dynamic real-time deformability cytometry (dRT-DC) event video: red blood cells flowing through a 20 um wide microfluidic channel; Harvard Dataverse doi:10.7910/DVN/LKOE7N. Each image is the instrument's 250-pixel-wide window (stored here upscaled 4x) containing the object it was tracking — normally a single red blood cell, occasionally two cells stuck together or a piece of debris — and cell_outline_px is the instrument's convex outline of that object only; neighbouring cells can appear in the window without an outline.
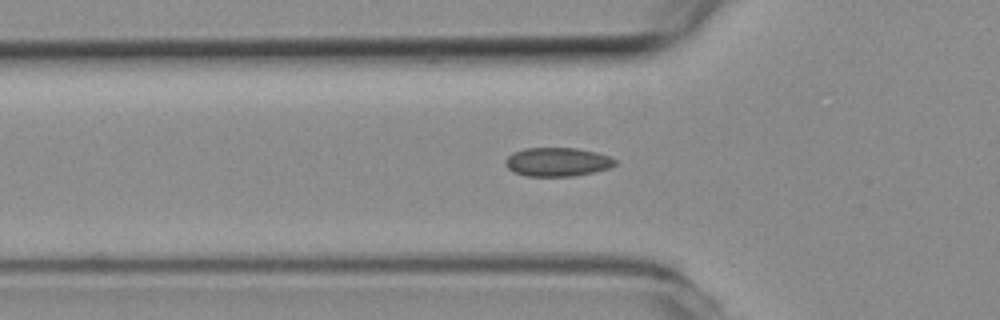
{"species": "common noctule bat (a hibernating species)", "species_latin": "Nyctalus noctula", "temperature_condition": "room temperature", "stored_images_in_passage": 37, "camera_frame_rate_fps": 3000, "um_per_image_px": 0.085, "animal": {"sex": "female", "body_mass_g": 19.3, "forearm_length_mm": 54.1}, "frame": {"image": 1, "passage_image": 6, "time_ms": 1.667, "image_size_px": [1000, 320], "cell_outline_px": [[616, 164], [608, 168], [592, 172], [572, 176], [524, 176], [512, 172], [504, 164], [504, 160], [508, 156], [524, 148], [576, 148], [596, 152], [608, 156], [616, 160]], "centroid_in_image_um": [47.33, 13.77], "position_along_channel_um": 78.5, "area_um2": 18.32}}
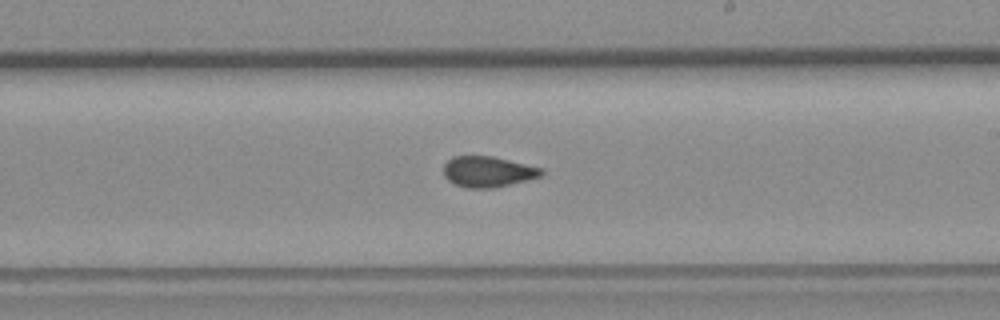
{"frame": {"image": 2, "passage_image": 19, "time_ms": 6.0, "image_size_px": [1000, 320], "cell_outline_px": [[544, 172], [540, 176], [492, 188], [468, 188], [456, 184], [448, 180], [444, 176], [444, 164], [452, 156], [492, 156], [544, 168]], "centroid_in_image_um": [41.45, 14.58], "position_along_channel_um": 247.5, "area_um2": 17.34}}
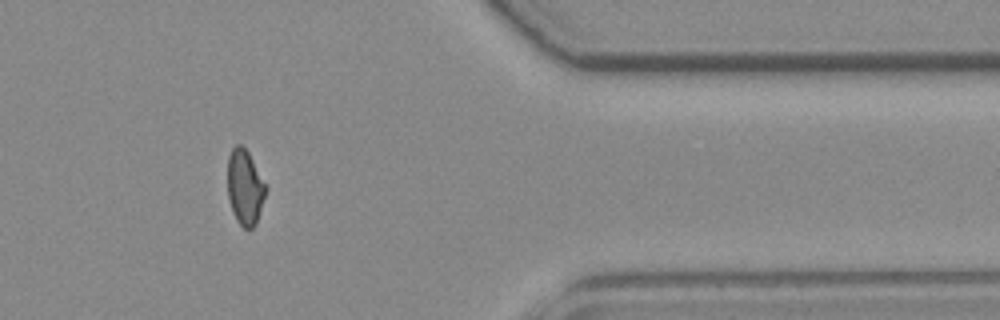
{"frame": {"image": 3, "passage_image": 32, "time_ms": 10.333, "image_size_px": [1000, 320], "cell_outline_px": [[268, 188], [256, 224], [252, 228], [244, 228], [236, 220], [232, 212], [228, 196], [228, 156], [232, 148], [236, 144], [240, 144], [248, 152]], "centroid_in_image_um": [20.82, 15.92], "position_along_channel_um": 390.6, "area_um2": 16.76}}